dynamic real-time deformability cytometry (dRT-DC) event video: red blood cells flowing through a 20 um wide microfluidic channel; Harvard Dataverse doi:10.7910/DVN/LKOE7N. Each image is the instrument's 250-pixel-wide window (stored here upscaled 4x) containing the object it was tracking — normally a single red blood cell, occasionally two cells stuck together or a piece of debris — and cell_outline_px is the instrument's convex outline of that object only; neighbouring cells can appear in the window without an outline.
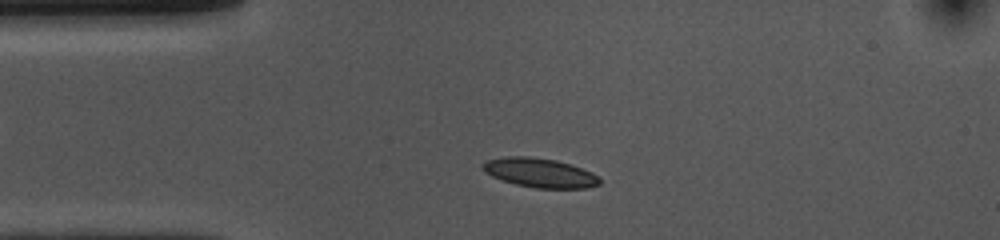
{"species": "common noctule bat (a hibernating species)", "species_latin": "Nyctalus noctula", "temperature_condition": "cold", "stored_images_in_passage": 42, "camera_frame_rate_fps": 3000, "um_per_image_px": 0.085, "animal": {"sex": "female", "body_mass_g": 10.0, "forearm_length_mm": 53.1}, "frame": {"image": 1, "passage_image": 6, "time_ms": 1.667, "image_size_px": [1000, 240], "cell_outline_px": [[600, 184], [588, 188], [536, 188], [516, 184], [492, 176], [484, 172], [480, 164], [488, 160], [504, 156], [528, 156], [556, 160], [592, 172], [600, 176]], "centroid_in_image_um": [45.88, 14.68], "position_along_channel_um": 39.1, "area_um2": 19.88}}
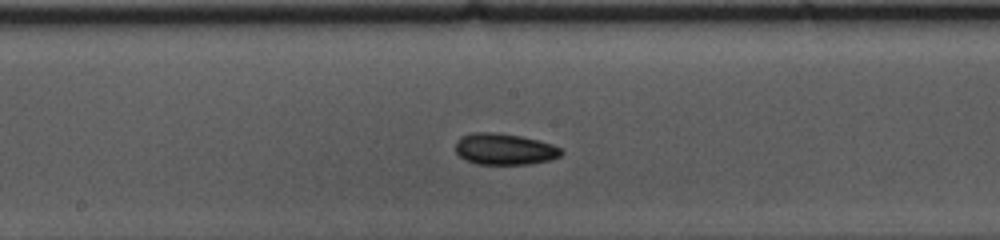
{"frame": {"image": 2, "passage_image": 21, "time_ms": 6.667, "image_size_px": [1000, 240], "cell_outline_px": [[564, 152], [560, 156], [548, 160], [528, 164], [476, 164], [464, 160], [456, 152], [456, 140], [460, 136], [472, 132], [496, 132], [520, 136], [552, 144], [560, 148]], "centroid_in_image_um": [42.83, 12.67], "position_along_channel_um": 205.4, "area_um2": 19.36}}
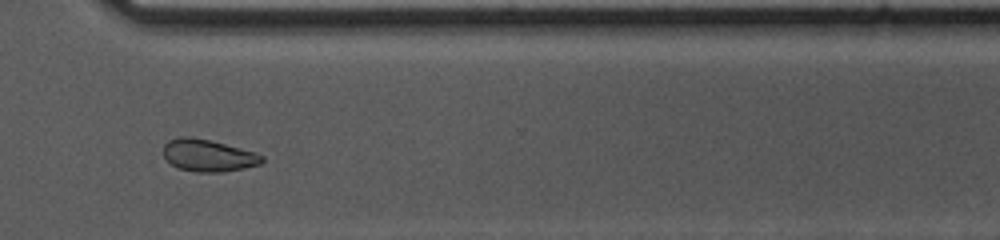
{"frame": {"image": 3, "passage_image": 33, "time_ms": 10.667, "image_size_px": [1000, 240], "cell_outline_px": [[264, 160], [260, 164], [244, 168], [224, 172], [196, 172], [180, 168], [172, 164], [164, 156], [164, 144], [168, 140], [180, 136], [188, 136], [208, 140], [256, 152], [264, 156]], "centroid_in_image_um": [17.71, 13.21], "position_along_channel_um": 352.9, "area_um2": 18.32}, "authors_computed_cell_mechanics": {"area_um2": 19.074, "velocity_mm_per_s": 3.6933, "shape_relaxation_time_tau1_ms": 3.528, "shape_relaxation_time_tau2_ms": 3.1627, "deformation_change_tau1": 0.0825, "deformation_change_tau2": 0.071}}